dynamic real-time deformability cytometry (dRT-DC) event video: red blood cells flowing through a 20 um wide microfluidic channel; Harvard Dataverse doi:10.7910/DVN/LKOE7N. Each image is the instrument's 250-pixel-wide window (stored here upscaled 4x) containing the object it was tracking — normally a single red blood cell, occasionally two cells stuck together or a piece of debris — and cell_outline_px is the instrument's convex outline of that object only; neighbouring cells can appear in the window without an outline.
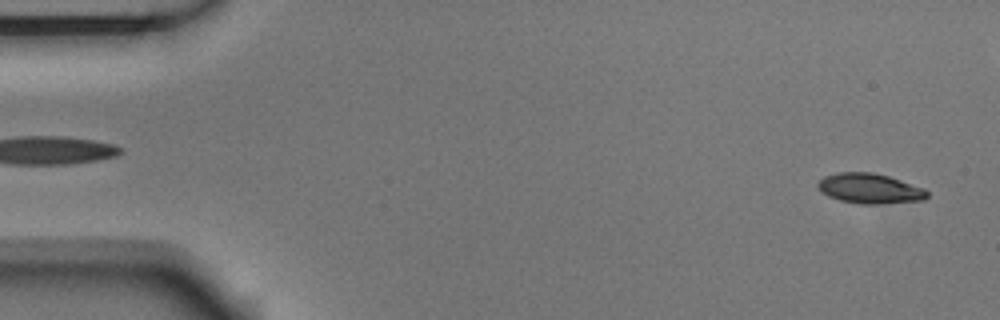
{"species": "Egyptian fruit bat (a non-hibernating species)", "species_latin": "Rousettus aegyptiacus", "temperature_condition": "room temperature", "stored_images_in_passage": 54, "camera_frame_rate_fps": 3000, "um_per_image_px": 0.085, "animal": {"sex": "male"}, "frame": {"image": 1, "passage_image": 2, "time_ms": 0.333, "image_size_px": [1000, 320], "cell_outline_px": [[928, 196], [924, 200], [876, 204], [860, 204], [840, 200], [828, 196], [816, 184], [824, 176], [836, 172], [872, 172], [888, 176], [924, 188], [928, 192]], "centroid_in_image_um": [73.93, 16.02], "position_along_channel_um": 11.1, "area_um2": 19.02}}
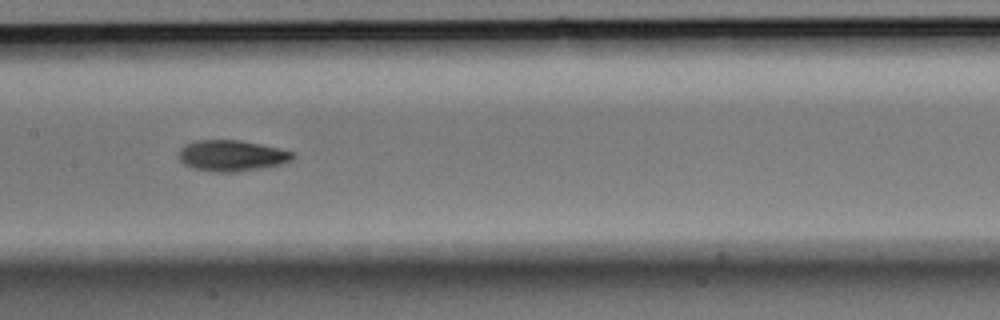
{"frame": {"image": 2, "passage_image": 26, "time_ms": 8.333, "image_size_px": [1000, 320], "cell_outline_px": [[296, 156], [292, 160], [268, 168], [236, 172], [212, 172], [192, 168], [184, 164], [176, 156], [180, 148], [196, 140], [240, 140], [260, 144], [296, 152]], "centroid_in_image_um": [19.71, 13.24], "position_along_channel_um": 187.7, "area_um2": 20.98}}
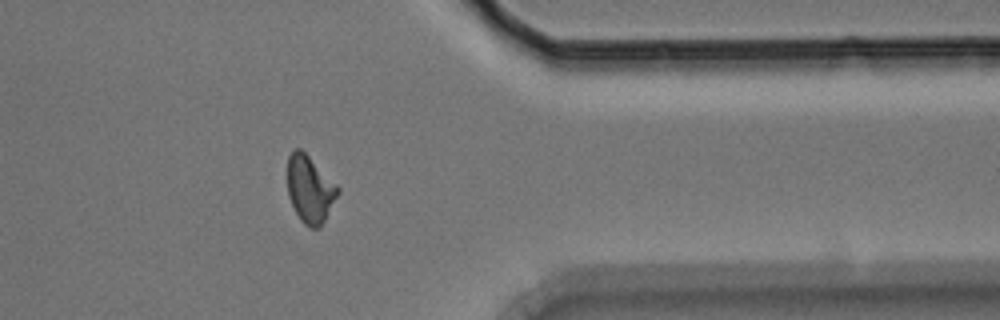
{"frame": {"image": 3, "passage_image": 43, "time_ms": 14.0, "image_size_px": [1000, 320], "cell_outline_px": [[340, 192], [320, 228], [308, 228], [300, 220], [288, 196], [288, 156], [292, 148], [300, 148], [340, 188]], "centroid_in_image_um": [26.34, 16.1], "position_along_channel_um": 385.1, "area_um2": 19.59}, "authors_computed_cell_mechanics": {"area_um2": 19.5942, "velocity_mm_per_s": 3.7198, "shape_relaxation_time_tau1_ms": 2.5886, "shape_relaxation_time_tau2_ms": 4.4961, "deformation_change_tau1": 0.1417, "deformation_change_tau2": 0.1032}}